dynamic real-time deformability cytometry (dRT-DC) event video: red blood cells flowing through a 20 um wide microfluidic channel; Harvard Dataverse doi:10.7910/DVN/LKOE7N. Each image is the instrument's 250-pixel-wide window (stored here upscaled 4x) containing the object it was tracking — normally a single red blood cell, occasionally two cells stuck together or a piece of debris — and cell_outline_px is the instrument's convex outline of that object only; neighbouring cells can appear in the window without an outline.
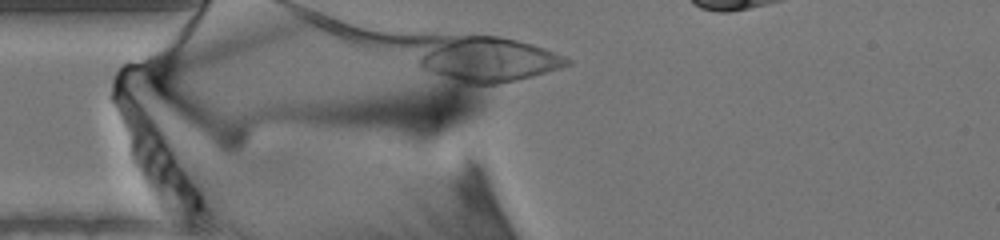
{"species": "human", "species_latin": "Homo sapiens", "temperature_condition": "warm", "stored_images_in_passage": 45, "camera_frame_rate_fps": 3000, "um_per_image_px": 0.085, "donor": {"sex": "male"}, "frame": {"image": 1, "passage_image": 13, "time_ms": 4.0, "image_size_px": [1000, 240], "cell_outline_px": [[572, 60], [568, 64], [560, 68], [516, 80], [500, 84], [464, 84], [424, 72], [420, 68], [416, 60], [436, 36], [500, 36], [516, 40], [544, 48], [564, 56]], "centroid_in_image_um": [41.37, 5.06], "position_along_channel_um": 43.6, "area_um2": 39.13}}
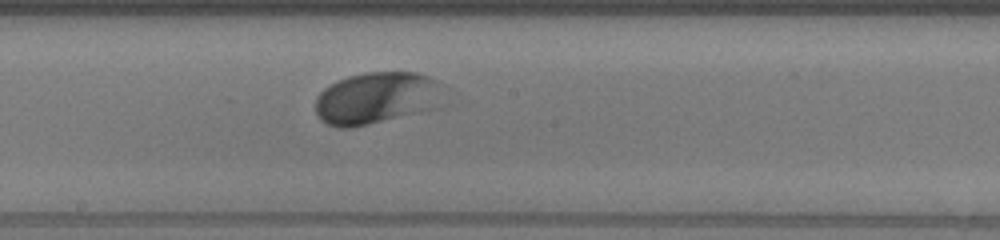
{"frame": {"image": 2, "passage_image": 28, "time_ms": 9.0, "image_size_px": [1000, 240], "cell_outline_px": [[436, 84], [412, 112], [368, 124], [352, 128], [340, 128], [328, 124], [320, 120], [316, 112], [316, 96], [324, 88], [336, 80], [348, 76], [364, 72], [416, 72], [428, 76], [436, 80]], "centroid_in_image_um": [31.58, 8.3], "position_along_channel_um": 216.6, "area_um2": 35.6}}
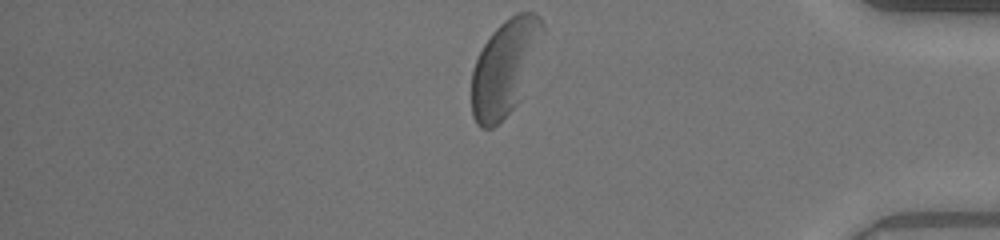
{"frame": {"image": 3, "passage_image": 45, "time_ms": 14.667, "image_size_px": [1000, 240], "cell_outline_px": [[544, 32], [520, 100], [492, 128], [480, 128], [476, 124], [472, 116], [472, 72], [476, 60], [484, 44], [492, 32], [504, 20], [516, 12], [536, 12], [540, 16], [544, 24]], "centroid_in_image_um": [42.91, 5.71], "position_along_channel_um": 392.3, "area_um2": 39.25}}